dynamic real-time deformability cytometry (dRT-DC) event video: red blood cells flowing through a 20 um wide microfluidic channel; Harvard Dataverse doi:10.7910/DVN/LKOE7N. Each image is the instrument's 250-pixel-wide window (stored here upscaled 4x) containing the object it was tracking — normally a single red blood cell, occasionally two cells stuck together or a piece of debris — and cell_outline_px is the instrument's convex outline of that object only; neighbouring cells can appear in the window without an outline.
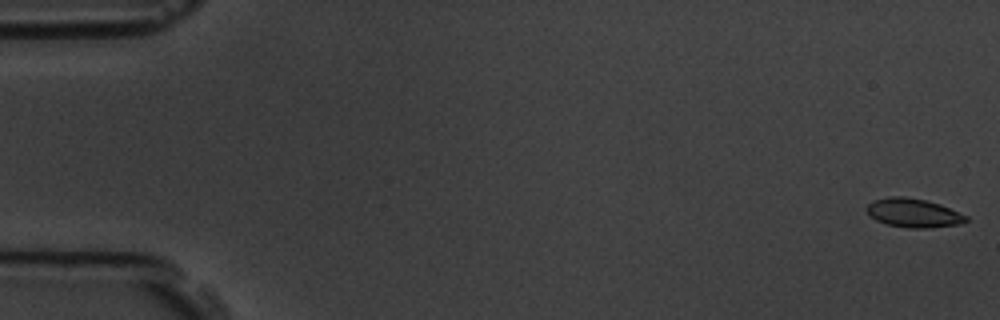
{"species": "common noctule bat (a hibernating species)", "species_latin": "Nyctalus noctula", "temperature_condition": "room temperature", "stored_images_in_passage": 8, "camera_frame_rate_fps": 3000, "um_per_image_px": 0.085, "animal": {"sex": "male", "body_mass_g": 19.5, "forearm_length_mm": 54.6}, "frame": {"image": 1, "passage_image": 1, "time_ms": 0.0, "image_size_px": [1000, 320], "cell_outline_px": [[968, 220], [960, 224], [928, 228], [908, 228], [888, 224], [876, 220], [868, 216], [864, 208], [872, 200], [888, 196], [904, 196], [924, 200], [940, 204], [968, 216]], "centroid_in_image_um": [77.59, 18.09], "position_along_channel_um": 7.4, "area_um2": 16.88}}
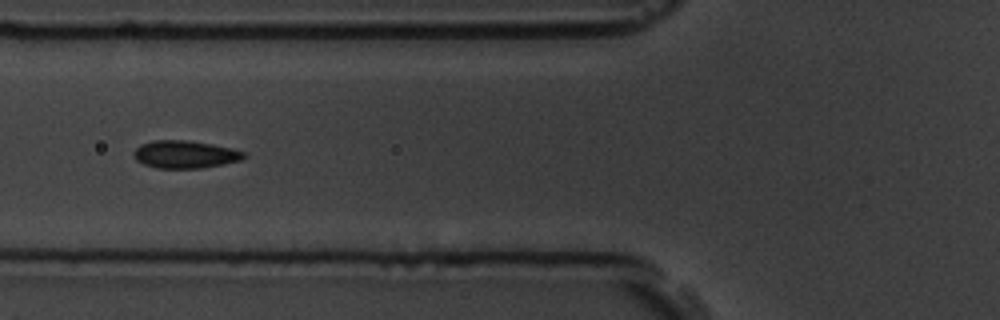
{"frame": {"image": 2, "passage_image": 7, "time_ms": 6.667, "image_size_px": [1000, 320], "cell_outline_px": [[248, 156], [240, 160], [224, 164], [200, 168], [156, 168], [144, 164], [136, 160], [132, 152], [140, 144], [152, 140], [188, 140], [212, 144], [232, 148], [248, 152]], "centroid_in_image_um": [15.75, 13.11], "position_along_channel_um": 110.0, "area_um2": 17.98}}
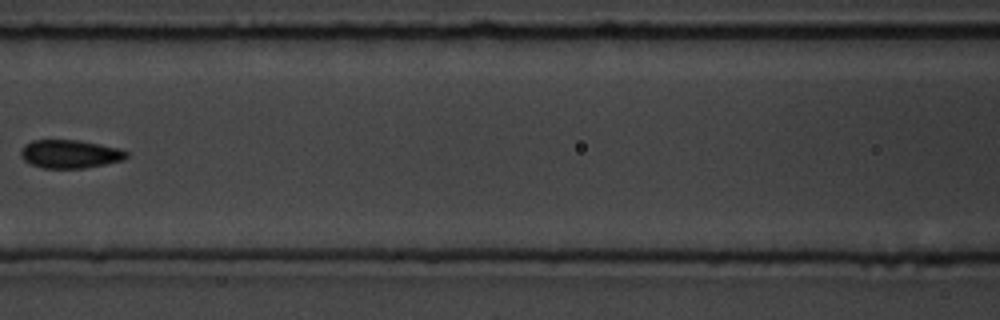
{"frame": {"image": 3, "passage_image": 8, "time_ms": 8.0, "image_size_px": [1000, 320], "cell_outline_px": [[128, 156], [124, 160], [84, 168], [44, 168], [28, 164], [20, 156], [20, 148], [24, 144], [32, 140], [76, 140], [120, 148], [128, 152]], "centroid_in_image_um": [5.91, 13.09], "position_along_channel_um": 160.7, "area_um2": 17.57}}